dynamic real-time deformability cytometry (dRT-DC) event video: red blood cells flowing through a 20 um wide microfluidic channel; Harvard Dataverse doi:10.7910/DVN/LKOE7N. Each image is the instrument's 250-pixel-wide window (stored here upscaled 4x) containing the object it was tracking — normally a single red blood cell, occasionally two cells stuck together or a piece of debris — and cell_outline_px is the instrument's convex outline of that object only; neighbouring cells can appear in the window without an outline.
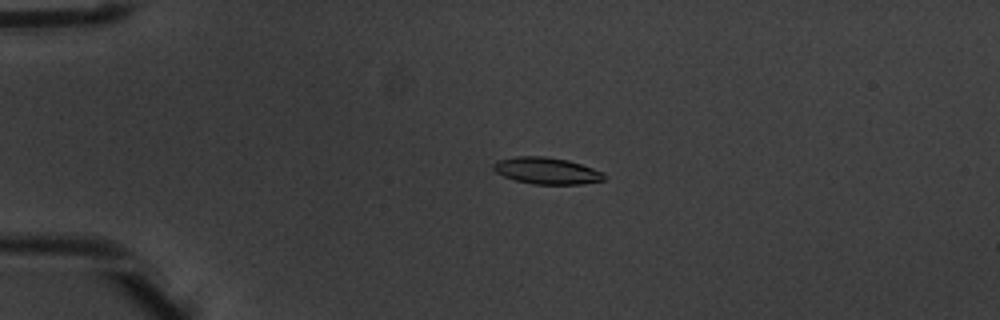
{"species": "common noctule bat (a hibernating species)", "species_latin": "Nyctalus noctula", "temperature_condition": "warm", "stored_images_in_passage": 4, "camera_frame_rate_fps": 3000, "um_per_image_px": 0.085, "animal": {"sex": "male", "body_mass_g": 20.1, "forearm_length_mm": 53.5}, "frame": {"image": 1, "passage_image": 3, "time_ms": 0.667, "image_size_px": [1000, 320], "cell_outline_px": [[604, 180], [580, 184], [532, 184], [516, 180], [504, 176], [496, 172], [492, 168], [492, 164], [496, 160], [516, 156], [544, 156], [568, 160], [604, 172]], "centroid_in_image_um": [46.43, 14.5], "position_along_channel_um": 38.6, "area_um2": 17.17}}